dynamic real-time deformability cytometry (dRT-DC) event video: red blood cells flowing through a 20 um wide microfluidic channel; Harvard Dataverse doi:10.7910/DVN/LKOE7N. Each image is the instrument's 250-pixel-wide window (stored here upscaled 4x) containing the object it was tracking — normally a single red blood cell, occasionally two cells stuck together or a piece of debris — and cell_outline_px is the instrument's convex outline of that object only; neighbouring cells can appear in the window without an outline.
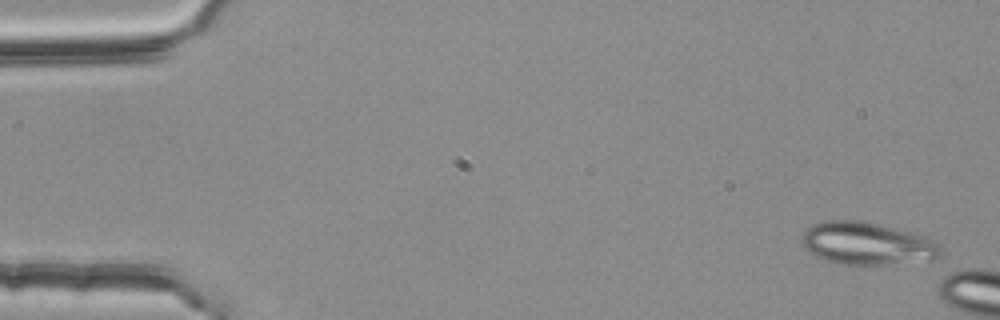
{"species": "common noctule bat (a hibernating species)", "species_latin": "Nyctalus noctula", "temperature_condition": "room temperature", "stored_images_in_passage": 6, "camera_frame_rate_fps": 3000, "um_per_image_px": 0.085, "animal": {"sex": "female", "body_mass_g": 25.1}, "frame": {"image": 1, "passage_image": 1, "time_ms": 0.0, "image_size_px": [1000, 320], "cell_outline_px": [[944, 248], [940, 256], [932, 260], [884, 264], [840, 264], [816, 256], [804, 248], [800, 240], [800, 236], [812, 224], [824, 220], [864, 220], [924, 236], [940, 244]], "centroid_in_image_um": [73.69, 20.69], "position_along_channel_um": 11.3, "area_um2": 34.51}}